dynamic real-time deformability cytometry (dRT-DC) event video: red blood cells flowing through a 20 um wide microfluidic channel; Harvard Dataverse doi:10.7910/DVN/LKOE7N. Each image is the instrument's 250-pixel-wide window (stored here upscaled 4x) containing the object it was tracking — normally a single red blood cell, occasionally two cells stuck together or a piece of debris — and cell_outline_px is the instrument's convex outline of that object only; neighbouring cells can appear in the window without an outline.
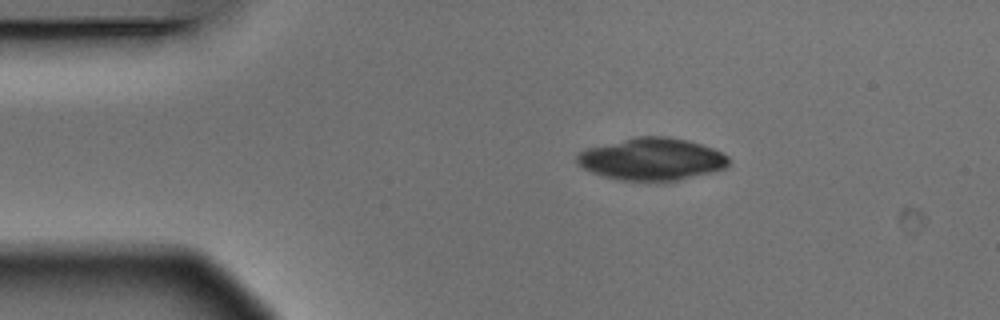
{"species": "Egyptian fruit bat (a non-hibernating species)", "species_latin": "Rousettus aegyptiacus", "temperature_condition": "warm", "stored_images_in_passage": 3, "camera_frame_rate_fps": 3000, "um_per_image_px": 0.085, "animal": {"sex": "male"}, "frame": {"image": 1, "passage_image": 2, "time_ms": 0.333, "image_size_px": [1000, 320], "cell_outline_px": [[732, 164], [724, 168], [712, 172], [680, 180], [656, 184], [620, 180], [604, 176], [592, 172], [576, 164], [576, 156], [580, 152], [588, 148], [636, 136], [668, 136], [688, 140], [712, 148], [728, 156], [732, 160]], "centroid_in_image_um": [55.44, 13.56], "position_along_channel_um": 29.6, "area_um2": 38.15}}